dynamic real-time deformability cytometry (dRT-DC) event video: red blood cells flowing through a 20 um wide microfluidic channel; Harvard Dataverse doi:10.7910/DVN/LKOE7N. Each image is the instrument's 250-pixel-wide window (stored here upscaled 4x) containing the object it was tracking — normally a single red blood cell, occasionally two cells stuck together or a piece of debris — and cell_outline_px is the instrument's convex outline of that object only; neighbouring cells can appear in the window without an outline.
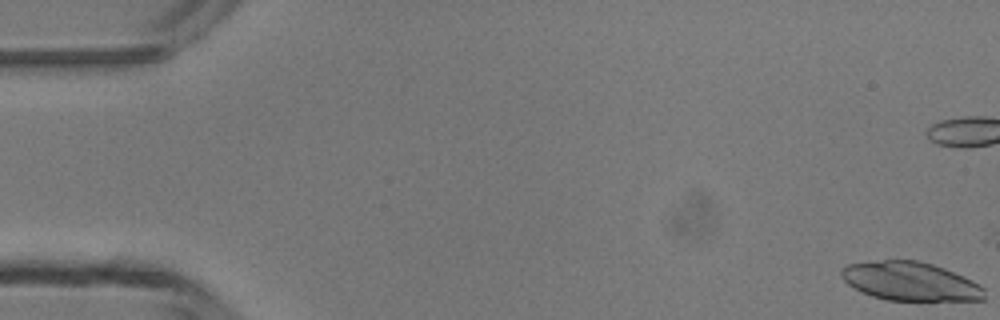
{"species": "common noctule bat (a hibernating species)", "species_latin": "Nyctalus noctula", "temperature_condition": "room temperature", "stored_images_in_passage": 5, "camera_frame_rate_fps": 3000, "um_per_image_px": 0.085, "animal": {"sex": "male", "body_mass_g": 13.3}, "frame": {"image": 1, "passage_image": 1, "time_ms": 0.0, "image_size_px": [1000, 320], "cell_outline_px": [[984, 300], [884, 300], [860, 292], [848, 284], [840, 276], [840, 268], [848, 264], [884, 260], [920, 260], [944, 268], [964, 276], [980, 284], [984, 288]], "centroid_in_image_um": [77.36, 23.91], "position_along_channel_um": 7.6, "area_um2": 32.37}}